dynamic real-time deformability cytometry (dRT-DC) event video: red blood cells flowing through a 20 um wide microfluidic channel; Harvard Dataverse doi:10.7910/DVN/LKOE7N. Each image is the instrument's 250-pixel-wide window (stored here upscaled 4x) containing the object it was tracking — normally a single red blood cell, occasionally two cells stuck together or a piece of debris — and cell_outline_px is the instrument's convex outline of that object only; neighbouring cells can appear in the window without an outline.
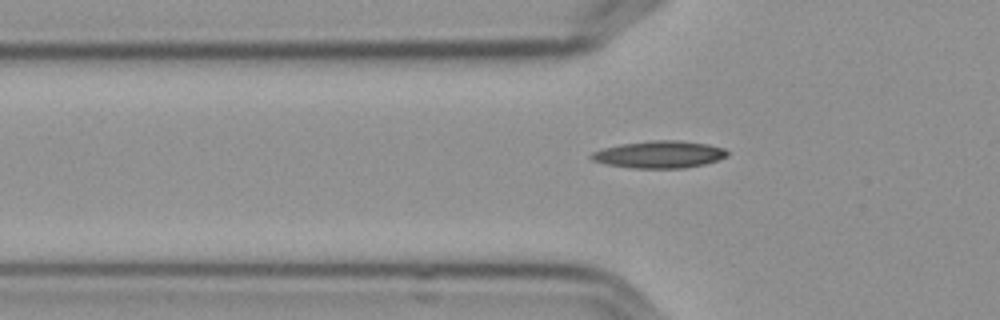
{"species": "Egyptian fruit bat (a non-hibernating species)", "species_latin": "Rousettus aegyptiacus", "temperature_condition": "cold", "stored_images_in_passage": 35, "camera_frame_rate_fps": 3000, "um_per_image_px": 0.085, "frame": {"image": 1, "passage_image": 3, "time_ms": 0.667, "image_size_px": [1000, 320], "cell_outline_px": [[728, 156], [704, 164], [684, 168], [632, 168], [604, 164], [592, 160], [588, 156], [592, 152], [604, 148], [620, 144], [652, 140], [680, 140], [708, 144], [724, 148], [728, 152]], "centroid_in_image_um": [56.02, 13.12], "position_along_channel_um": 69.8, "area_um2": 21.62}}
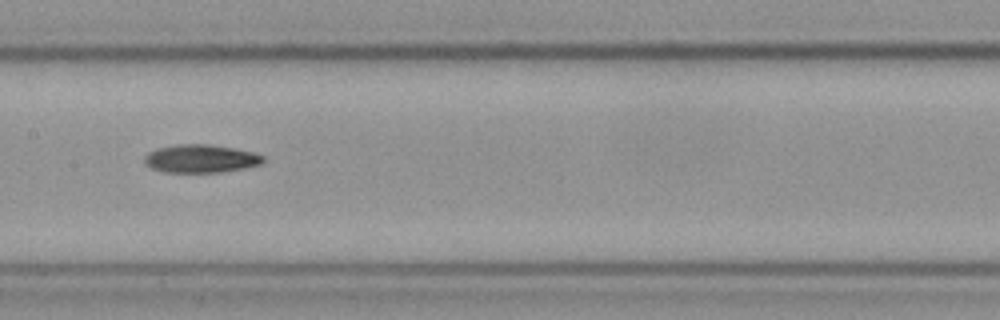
{"frame": {"image": 2, "passage_image": 13, "time_ms": 4.0, "image_size_px": [1000, 320], "cell_outline_px": [[264, 160], [260, 164], [244, 168], [220, 172], [164, 172], [152, 168], [144, 164], [144, 156], [148, 152], [156, 148], [180, 144], [208, 144], [232, 148], [252, 152], [264, 156]], "centroid_in_image_um": [17.02, 13.48], "position_along_channel_um": 190.4, "area_um2": 19.36}}
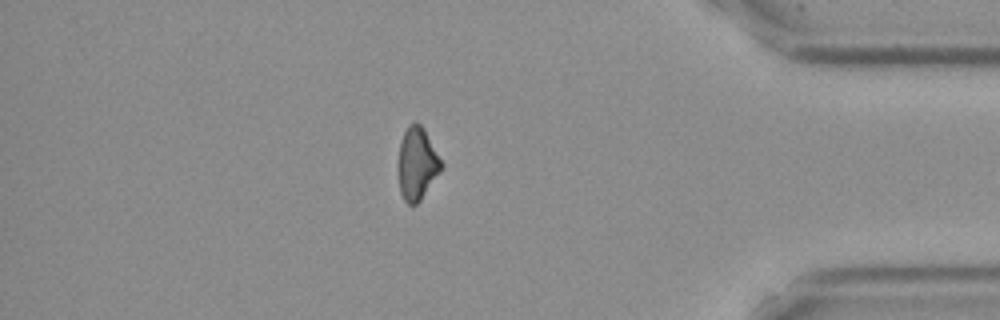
{"frame": {"image": 3, "passage_image": 33, "time_ms": 10.667, "image_size_px": [1000, 320], "cell_outline_px": [[444, 164], [420, 200], [416, 204], [408, 204], [404, 200], [400, 192], [400, 144], [404, 132], [408, 124], [416, 120], [424, 128]], "centroid_in_image_um": [35.47, 13.86], "position_along_channel_um": 399.7, "area_um2": 17.69}}